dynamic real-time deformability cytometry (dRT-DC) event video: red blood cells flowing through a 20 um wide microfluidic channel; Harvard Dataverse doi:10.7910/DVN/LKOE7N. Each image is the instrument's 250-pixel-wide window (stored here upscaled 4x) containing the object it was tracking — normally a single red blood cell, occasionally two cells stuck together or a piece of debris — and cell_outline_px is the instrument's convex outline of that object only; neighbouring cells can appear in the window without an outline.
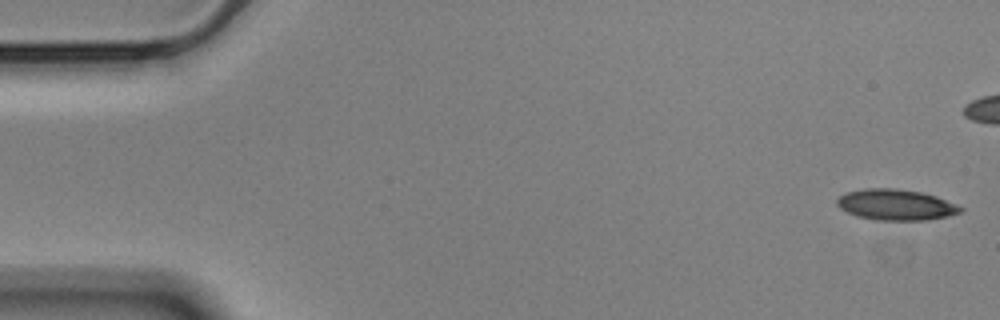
{"species": "Egyptian fruit bat (a non-hibernating species)", "species_latin": "Rousettus aegyptiacus", "temperature_condition": "cold", "stored_images_in_passage": 47, "camera_frame_rate_fps": 3000, "um_per_image_px": 0.085, "animal": {"sex": "male"}, "frame": {"image": 1, "passage_image": 1, "time_ms": 0.0, "image_size_px": [1000, 320], "cell_outline_px": [[964, 208], [960, 212], [948, 216], [924, 220], [876, 220], [856, 216], [840, 208], [836, 204], [836, 200], [840, 196], [848, 192], [864, 188], [896, 188], [920, 192], [936, 196], [956, 204]], "centroid_in_image_um": [76.13, 17.4], "position_along_channel_um": 8.9, "area_um2": 22.14}}
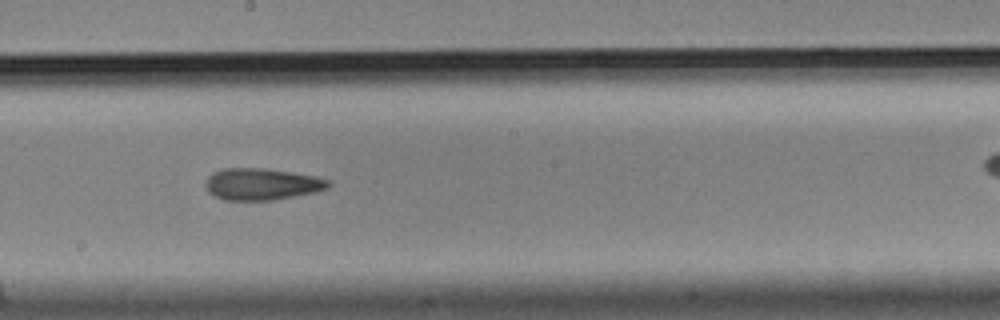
{"frame": {"image": 2, "passage_image": 30, "time_ms": 9.667, "image_size_px": [1000, 320], "cell_outline_px": [[332, 184], [328, 188], [316, 192], [272, 200], [224, 200], [208, 192], [204, 184], [208, 176], [212, 172], [224, 168], [264, 168], [292, 172], [316, 176], [328, 180]], "centroid_in_image_um": [22.24, 15.64], "position_along_channel_um": 226.0, "area_um2": 22.83}}
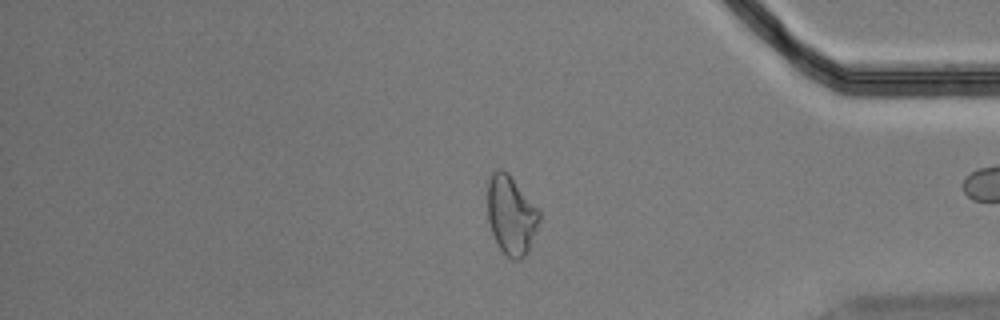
{"frame": {"image": 3, "passage_image": 46, "time_ms": 15.0, "image_size_px": [1000, 320], "cell_outline_px": [[540, 220], [528, 252], [520, 260], [512, 260], [500, 248], [492, 232], [488, 220], [488, 180], [492, 172], [500, 168], [508, 172], [540, 212]], "centroid_in_image_um": [43.44, 18.28], "position_along_channel_um": 391.8, "area_um2": 23.58}}